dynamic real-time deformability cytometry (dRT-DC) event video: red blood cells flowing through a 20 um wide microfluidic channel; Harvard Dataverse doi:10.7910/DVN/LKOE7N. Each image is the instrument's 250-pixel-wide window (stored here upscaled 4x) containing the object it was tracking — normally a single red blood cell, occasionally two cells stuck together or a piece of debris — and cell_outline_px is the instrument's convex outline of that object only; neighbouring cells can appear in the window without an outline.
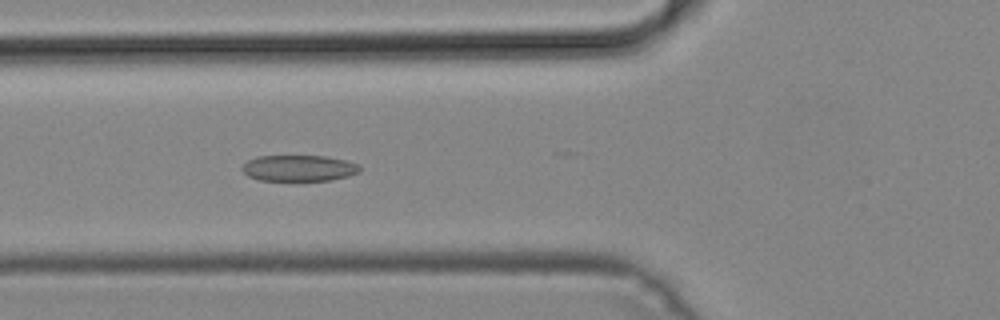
{"species": "common noctule bat (a hibernating species)", "species_latin": "Nyctalus noctula", "temperature_condition": "cold", "stored_images_in_passage": 16, "camera_frame_rate_fps": 3000, "um_per_image_px": 0.085, "animal": {"sex": "male", "body_mass_g": 19.2, "forearm_length_mm": 51.8}, "frame": {"image": 1, "passage_image": 10, "time_ms": 3.0, "image_size_px": [1000, 320], "cell_outline_px": [[360, 172], [348, 176], [332, 180], [260, 180], [248, 176], [240, 168], [248, 160], [260, 156], [324, 156], [344, 160], [360, 164]], "centroid_in_image_um": [25.42, 14.29], "position_along_channel_um": 100.4, "area_um2": 17.8}}